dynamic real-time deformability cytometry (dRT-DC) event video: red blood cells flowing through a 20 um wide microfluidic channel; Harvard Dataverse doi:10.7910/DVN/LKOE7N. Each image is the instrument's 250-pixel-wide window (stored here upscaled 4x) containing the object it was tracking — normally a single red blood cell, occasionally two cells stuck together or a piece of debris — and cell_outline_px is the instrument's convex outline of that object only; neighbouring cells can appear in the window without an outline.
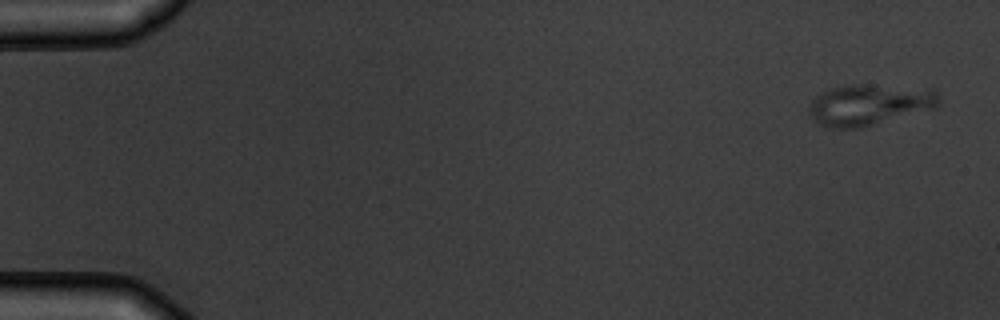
{"species": "common noctule bat (a hibernating species)", "species_latin": "Nyctalus noctula", "temperature_condition": "warm", "stored_images_in_passage": 5, "camera_frame_rate_fps": 3000, "um_per_image_px": 0.085, "animal": {"sex": "male", "body_mass_g": 19.5, "forearm_length_mm": 54.6}, "frame": {"image": 1, "passage_image": 1, "time_ms": 0.0, "image_size_px": [1000, 320], "cell_outline_px": [[940, 104], [936, 108], [860, 128], [828, 128], [820, 124], [808, 112], [808, 104], [816, 96], [832, 88], [852, 84], [864, 84], [936, 88], [940, 96]], "centroid_in_image_um": [73.96, 8.88], "position_along_channel_um": 11.0, "area_um2": 31.44}}